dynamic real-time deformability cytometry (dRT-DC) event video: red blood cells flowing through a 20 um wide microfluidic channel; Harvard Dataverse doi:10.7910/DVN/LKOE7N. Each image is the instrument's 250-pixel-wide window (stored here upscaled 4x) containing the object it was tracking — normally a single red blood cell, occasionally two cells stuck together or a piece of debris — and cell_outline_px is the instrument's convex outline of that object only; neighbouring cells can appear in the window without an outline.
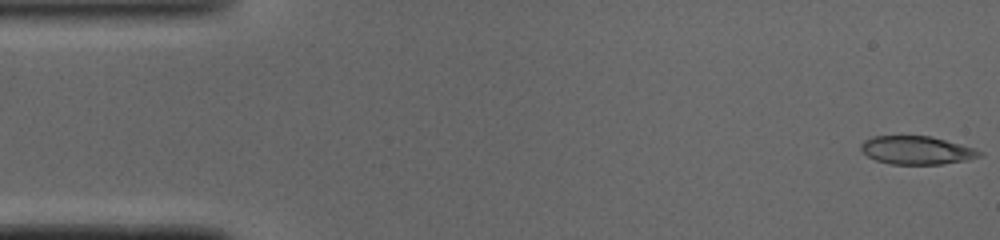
{"species": "common noctule bat (a hibernating species)", "species_latin": "Nyctalus noctula", "temperature_condition": "cold", "stored_images_in_passage": 48, "camera_frame_rate_fps": 3000, "um_per_image_px": 0.085, "animal": {"sex": "male", "body_mass_g": 19.0, "forearm_length_mm": 50.8}, "frame": {"image": 1, "passage_image": 1, "time_ms": 0.0, "image_size_px": [1000, 240], "cell_outline_px": [[984, 152], [980, 156], [964, 160], [940, 164], [888, 164], [876, 160], [868, 156], [860, 148], [860, 144], [864, 140], [872, 136], [932, 136], [960, 144]], "centroid_in_image_um": [77.88, 12.76], "position_along_channel_um": 7.1, "area_um2": 19.36}}
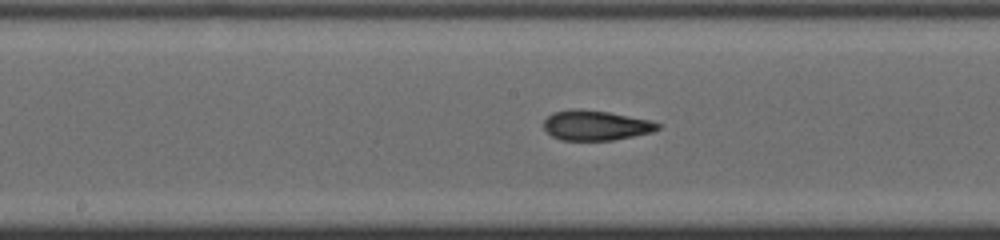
{"frame": {"image": 2, "passage_image": 24, "time_ms": 7.667, "image_size_px": [1000, 240], "cell_outline_px": [[660, 128], [652, 132], [612, 140], [560, 140], [552, 136], [544, 128], [544, 120], [552, 112], [572, 108], [576, 108], [608, 112], [648, 120], [660, 124]], "centroid_in_image_um": [50.59, 10.65], "position_along_channel_um": 197.6, "area_um2": 19.77}}
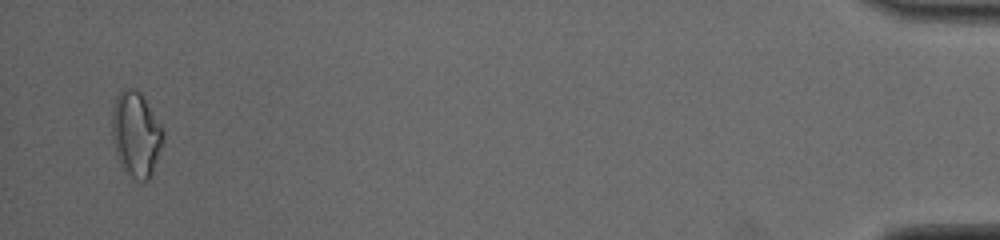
{"frame": {"image": 3, "passage_image": 47, "time_ms": 15.333, "image_size_px": [1000, 240], "cell_outline_px": [[164, 140], [152, 176], [144, 184], [136, 180], [124, 172], [116, 156], [112, 136], [112, 112], [116, 96], [120, 88], [136, 88], [140, 92], [164, 128]], "centroid_in_image_um": [11.57, 11.44], "position_along_channel_um": 423.6, "area_um2": 26.07}, "authors_computed_cell_mechanics": {"area_um2": 20.23, "velocity_mm_per_s": 4.112, "shape_relaxation_time_tau1_ms": null, "shape_relaxation_time_tau2_ms": 1.971, "deformation_change_tau1": null, "deformation_change_tau2": 0.0865}}